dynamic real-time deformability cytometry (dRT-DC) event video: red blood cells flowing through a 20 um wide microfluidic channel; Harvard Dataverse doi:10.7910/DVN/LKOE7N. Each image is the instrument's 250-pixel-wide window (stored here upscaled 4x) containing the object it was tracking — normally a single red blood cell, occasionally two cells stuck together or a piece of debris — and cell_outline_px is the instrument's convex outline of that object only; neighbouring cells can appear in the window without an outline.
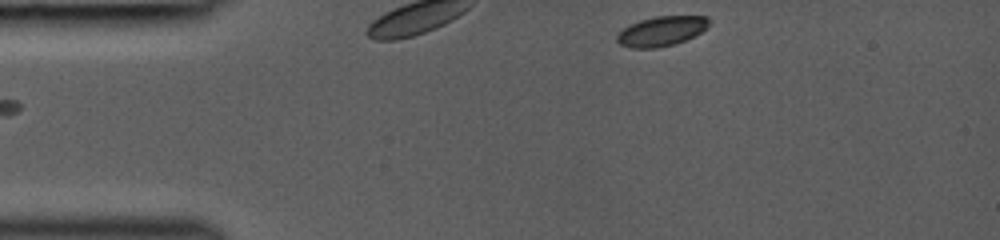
{"species": "common noctule bat (a hibernating species)", "species_latin": "Nyctalus noctula", "temperature_condition": "room temperature", "stored_images_in_passage": 6, "camera_frame_rate_fps": 3000, "um_per_image_px": 0.085, "animal": {"sex": "female", "body_mass_g": 19.0, "forearm_length_mm": 53.3}, "frame": {"image": 1, "passage_image": 1, "time_ms": 0.0, "image_size_px": [1000, 240], "cell_outline_px": [[712, 20], [700, 32], [684, 40], [672, 44], [656, 48], [628, 48], [620, 44], [616, 40], [616, 36], [628, 24], [640, 20], [656, 16], [708, 16]], "centroid_in_image_um": [56.19, 2.64], "position_along_channel_um": 28.8, "area_um2": 15.84}}
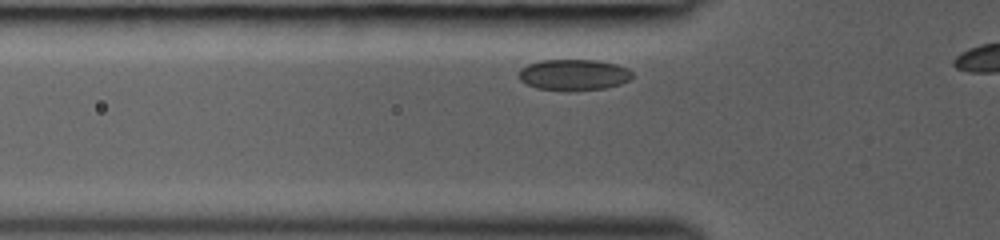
{"frame": {"image": 2, "passage_image": 4, "time_ms": 1.0, "image_size_px": [1000, 240], "cell_outline_px": [[632, 76], [628, 80], [620, 84], [604, 88], [536, 88], [520, 80], [520, 68], [528, 64], [540, 60], [596, 60], [616, 64], [628, 68], [632, 72]], "centroid_in_image_um": [48.78, 6.3], "position_along_channel_um": 77.0, "area_um2": 19.71}}